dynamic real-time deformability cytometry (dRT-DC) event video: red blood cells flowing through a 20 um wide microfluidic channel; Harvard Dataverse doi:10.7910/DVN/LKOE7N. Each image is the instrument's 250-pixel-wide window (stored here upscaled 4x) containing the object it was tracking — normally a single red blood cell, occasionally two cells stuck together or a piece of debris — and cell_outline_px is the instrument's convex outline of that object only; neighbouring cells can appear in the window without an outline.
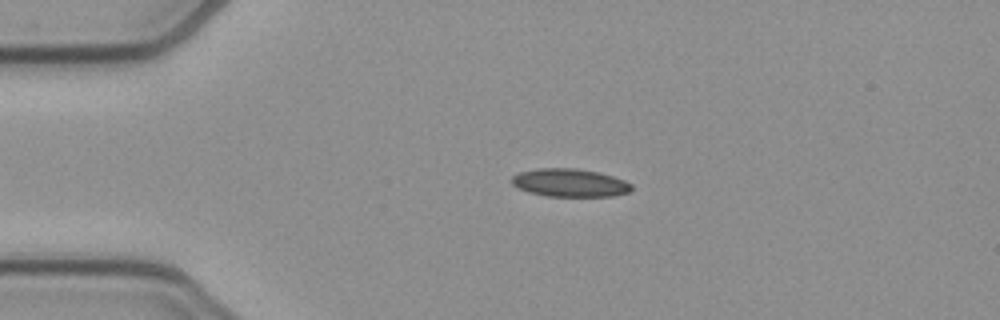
{"species": "common noctule bat (a hibernating species)", "species_latin": "Nyctalus noctula", "temperature_condition": "cold", "stored_images_in_passage": 52, "camera_frame_rate_fps": 3000, "um_per_image_px": 0.085, "animal": {"sex": "female", "body_mass_g": 21.9}, "frame": {"image": 1, "passage_image": 11, "time_ms": 3.333, "image_size_px": [1000, 320], "cell_outline_px": [[632, 188], [628, 192], [612, 196], [548, 196], [528, 192], [516, 188], [512, 184], [512, 176], [520, 172], [536, 168], [576, 168], [600, 172], [624, 180], [632, 184]], "centroid_in_image_um": [48.41, 15.53], "position_along_channel_um": 36.6, "area_um2": 19.65}}
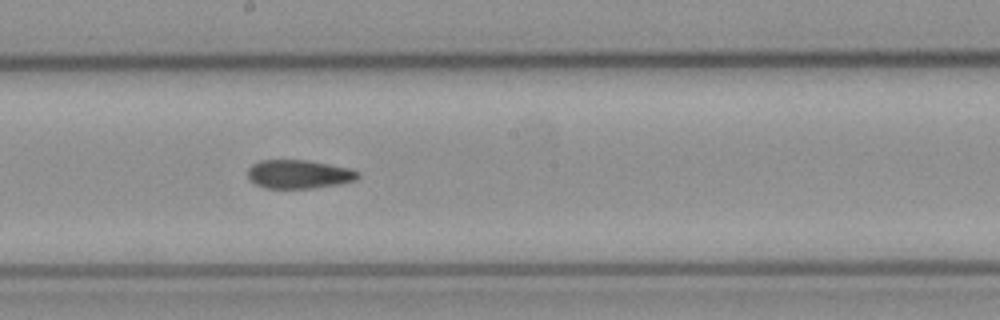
{"frame": {"image": 2, "passage_image": 28, "time_ms": 9.0, "image_size_px": [1000, 320], "cell_outline_px": [[360, 176], [356, 180], [340, 184], [312, 188], [264, 188], [248, 180], [248, 168], [252, 164], [260, 160], [308, 160], [352, 168], [360, 172]], "centroid_in_image_um": [25.42, 14.8], "position_along_channel_um": 222.8, "area_um2": 18.67}}
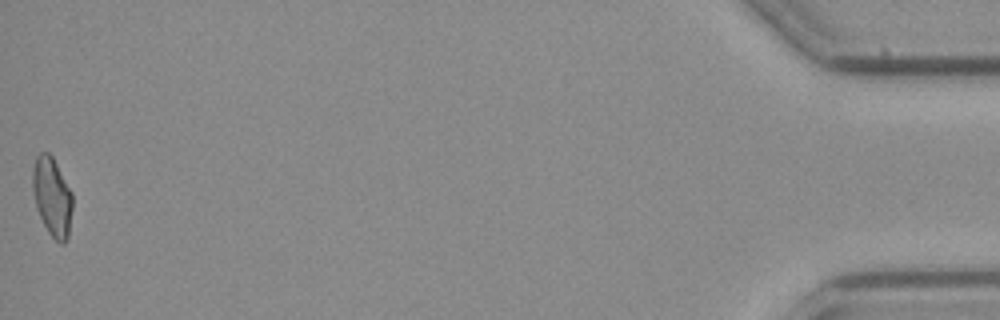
{"frame": {"image": 3, "passage_image": 52, "time_ms": 17.0, "image_size_px": [1000, 320], "cell_outline_px": [[72, 208], [68, 236], [64, 244], [60, 244], [48, 232], [36, 208], [32, 188], [32, 168], [36, 156], [40, 152], [48, 152], [52, 156], [72, 192]], "centroid_in_image_um": [4.42, 16.71], "position_along_channel_um": 430.8, "area_um2": 18.32}, "authors_computed_cell_mechanics": {"area_um2": 18.9295, "velocity_mm_per_s": 3.8878, "shape_relaxation_time_tau1_ms": null, "shape_relaxation_time_tau2_ms": 3.1223, "deformation_change_tau1": null, "deformation_change_tau2": 0.089}}